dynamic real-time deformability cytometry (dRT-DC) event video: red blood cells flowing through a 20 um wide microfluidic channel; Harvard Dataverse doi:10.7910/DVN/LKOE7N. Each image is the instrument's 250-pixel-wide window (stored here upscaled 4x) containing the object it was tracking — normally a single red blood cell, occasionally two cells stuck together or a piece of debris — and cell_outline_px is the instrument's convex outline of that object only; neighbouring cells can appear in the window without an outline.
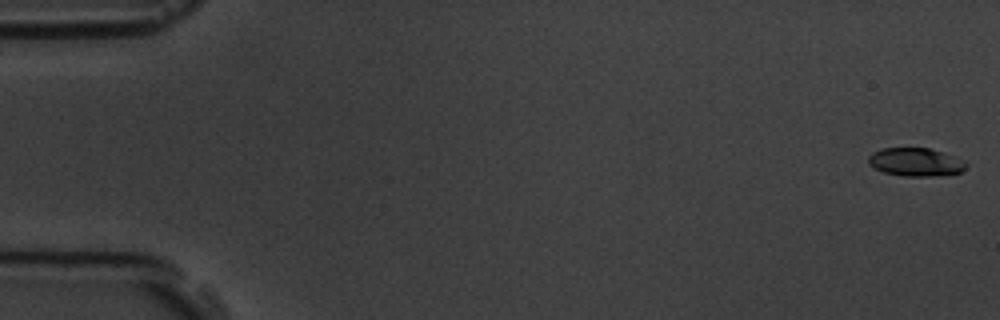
{"species": "common noctule bat (a hibernating species)", "species_latin": "Nyctalus noctula", "temperature_condition": "room temperature", "stored_images_in_passage": 5, "camera_frame_rate_fps": 3000, "um_per_image_px": 0.085, "animal": {"sex": "male", "body_mass_g": 19.5, "forearm_length_mm": 54.6}, "frame": {"image": 1, "passage_image": 1, "time_ms": 0.0, "image_size_px": [1000, 320], "cell_outline_px": [[968, 164], [960, 172], [932, 176], [904, 176], [884, 172], [868, 164], [868, 156], [872, 152], [884, 148], [928, 148], [964, 160]], "centroid_in_image_um": [77.8, 13.77], "position_along_channel_um": 7.2, "area_um2": 15.84}}
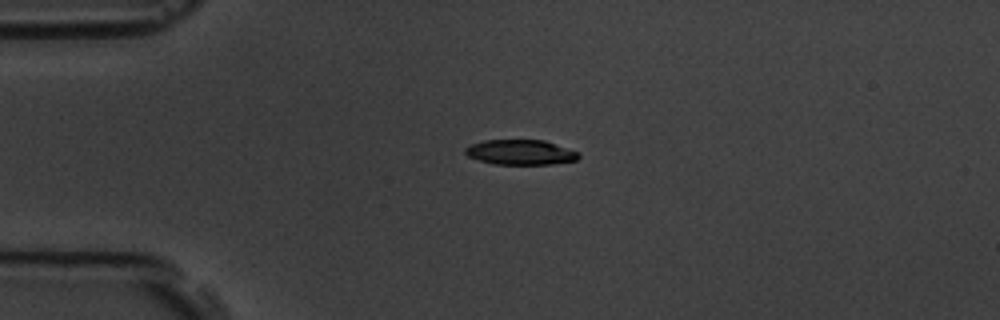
{"frame": {"image": 2, "passage_image": 4, "time_ms": 4.333, "image_size_px": [1000, 320], "cell_outline_px": [[580, 156], [576, 160], [552, 164], [492, 164], [468, 156], [464, 152], [464, 148], [468, 144], [484, 140], [544, 140], [580, 152]], "centroid_in_image_um": [44.23, 12.93], "position_along_channel_um": 40.8, "area_um2": 16.65}}